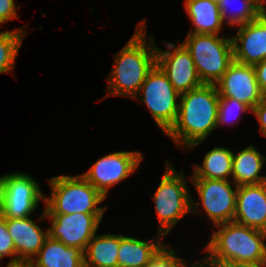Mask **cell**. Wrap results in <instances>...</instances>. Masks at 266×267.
<instances>
[{"label": "cell", "mask_w": 266, "mask_h": 267, "mask_svg": "<svg viewBox=\"0 0 266 267\" xmlns=\"http://www.w3.org/2000/svg\"><path fill=\"white\" fill-rule=\"evenodd\" d=\"M219 94L216 85L202 84L180 94L175 123L165 133L174 144L193 150L216 129Z\"/></svg>", "instance_id": "6da1fadb"}, {"label": "cell", "mask_w": 266, "mask_h": 267, "mask_svg": "<svg viewBox=\"0 0 266 267\" xmlns=\"http://www.w3.org/2000/svg\"><path fill=\"white\" fill-rule=\"evenodd\" d=\"M145 21L146 19L140 21L133 36L114 55L112 71L107 77L109 84L105 97L133 98L138 93L148 73L156 65L155 38L153 35L147 36Z\"/></svg>", "instance_id": "7a4b0ae2"}, {"label": "cell", "mask_w": 266, "mask_h": 267, "mask_svg": "<svg viewBox=\"0 0 266 267\" xmlns=\"http://www.w3.org/2000/svg\"><path fill=\"white\" fill-rule=\"evenodd\" d=\"M215 227L204 248L208 261L266 262V232L234 221Z\"/></svg>", "instance_id": "3957f363"}, {"label": "cell", "mask_w": 266, "mask_h": 267, "mask_svg": "<svg viewBox=\"0 0 266 267\" xmlns=\"http://www.w3.org/2000/svg\"><path fill=\"white\" fill-rule=\"evenodd\" d=\"M165 167L164 175L152 197L159 222L157 232L164 237L184 216L200 214L196 208L200 205L190 195L183 170L176 171L171 161L167 160Z\"/></svg>", "instance_id": "277c9868"}, {"label": "cell", "mask_w": 266, "mask_h": 267, "mask_svg": "<svg viewBox=\"0 0 266 267\" xmlns=\"http://www.w3.org/2000/svg\"><path fill=\"white\" fill-rule=\"evenodd\" d=\"M51 193L45 196V214L105 213L99 207L105 197L81 174L58 175L48 180Z\"/></svg>", "instance_id": "5b68a950"}, {"label": "cell", "mask_w": 266, "mask_h": 267, "mask_svg": "<svg viewBox=\"0 0 266 267\" xmlns=\"http://www.w3.org/2000/svg\"><path fill=\"white\" fill-rule=\"evenodd\" d=\"M190 52L203 84L215 85L234 61L232 39L215 34L188 33L181 42Z\"/></svg>", "instance_id": "8992f818"}, {"label": "cell", "mask_w": 266, "mask_h": 267, "mask_svg": "<svg viewBox=\"0 0 266 267\" xmlns=\"http://www.w3.org/2000/svg\"><path fill=\"white\" fill-rule=\"evenodd\" d=\"M149 109L156 125L165 134L175 123L180 94L174 89L166 74L156 64L148 73L138 93L133 97Z\"/></svg>", "instance_id": "52a82bcc"}, {"label": "cell", "mask_w": 266, "mask_h": 267, "mask_svg": "<svg viewBox=\"0 0 266 267\" xmlns=\"http://www.w3.org/2000/svg\"><path fill=\"white\" fill-rule=\"evenodd\" d=\"M104 213L45 214L43 210L39 220L47 218L51 222L48 235L66 246L77 247L85 251L89 241L97 233Z\"/></svg>", "instance_id": "ba28073f"}, {"label": "cell", "mask_w": 266, "mask_h": 267, "mask_svg": "<svg viewBox=\"0 0 266 267\" xmlns=\"http://www.w3.org/2000/svg\"><path fill=\"white\" fill-rule=\"evenodd\" d=\"M142 160V152H113L98 159L81 175L107 198L109 189L138 170Z\"/></svg>", "instance_id": "9c48e42d"}, {"label": "cell", "mask_w": 266, "mask_h": 267, "mask_svg": "<svg viewBox=\"0 0 266 267\" xmlns=\"http://www.w3.org/2000/svg\"><path fill=\"white\" fill-rule=\"evenodd\" d=\"M206 216L214 225L232 222L235 214L237 185L232 180L190 179ZM235 188H233V187Z\"/></svg>", "instance_id": "30bf717a"}, {"label": "cell", "mask_w": 266, "mask_h": 267, "mask_svg": "<svg viewBox=\"0 0 266 267\" xmlns=\"http://www.w3.org/2000/svg\"><path fill=\"white\" fill-rule=\"evenodd\" d=\"M178 45L164 42L167 49L161 50L156 45V64L166 74L168 80L179 93L188 92L201 86V82L195 68L190 52L177 40Z\"/></svg>", "instance_id": "8fae6325"}, {"label": "cell", "mask_w": 266, "mask_h": 267, "mask_svg": "<svg viewBox=\"0 0 266 267\" xmlns=\"http://www.w3.org/2000/svg\"><path fill=\"white\" fill-rule=\"evenodd\" d=\"M41 200L45 202V195L32 176L17 171L8 173L5 204L0 214L4 218L30 217Z\"/></svg>", "instance_id": "7c38bea8"}, {"label": "cell", "mask_w": 266, "mask_h": 267, "mask_svg": "<svg viewBox=\"0 0 266 267\" xmlns=\"http://www.w3.org/2000/svg\"><path fill=\"white\" fill-rule=\"evenodd\" d=\"M215 85L220 96L236 99L251 109L265 98L259 88L254 66L235 60Z\"/></svg>", "instance_id": "4fadbf2b"}, {"label": "cell", "mask_w": 266, "mask_h": 267, "mask_svg": "<svg viewBox=\"0 0 266 267\" xmlns=\"http://www.w3.org/2000/svg\"><path fill=\"white\" fill-rule=\"evenodd\" d=\"M237 28L236 35L231 36L234 60L254 66L266 59V16L260 14Z\"/></svg>", "instance_id": "5bb4252c"}, {"label": "cell", "mask_w": 266, "mask_h": 267, "mask_svg": "<svg viewBox=\"0 0 266 267\" xmlns=\"http://www.w3.org/2000/svg\"><path fill=\"white\" fill-rule=\"evenodd\" d=\"M233 221L266 232V182L237 187Z\"/></svg>", "instance_id": "9a60e30c"}, {"label": "cell", "mask_w": 266, "mask_h": 267, "mask_svg": "<svg viewBox=\"0 0 266 267\" xmlns=\"http://www.w3.org/2000/svg\"><path fill=\"white\" fill-rule=\"evenodd\" d=\"M7 230L11 235L17 254V264L30 263L49 237L46 231L30 217L6 218Z\"/></svg>", "instance_id": "2e32d148"}, {"label": "cell", "mask_w": 266, "mask_h": 267, "mask_svg": "<svg viewBox=\"0 0 266 267\" xmlns=\"http://www.w3.org/2000/svg\"><path fill=\"white\" fill-rule=\"evenodd\" d=\"M29 264L32 267H84V251L48 237Z\"/></svg>", "instance_id": "e0dca14e"}, {"label": "cell", "mask_w": 266, "mask_h": 267, "mask_svg": "<svg viewBox=\"0 0 266 267\" xmlns=\"http://www.w3.org/2000/svg\"><path fill=\"white\" fill-rule=\"evenodd\" d=\"M184 9L194 29L188 33L222 35L225 25L219 5L213 0H184Z\"/></svg>", "instance_id": "ac0fdd59"}, {"label": "cell", "mask_w": 266, "mask_h": 267, "mask_svg": "<svg viewBox=\"0 0 266 267\" xmlns=\"http://www.w3.org/2000/svg\"><path fill=\"white\" fill-rule=\"evenodd\" d=\"M163 237L162 234L157 232L149 242V239L146 241L120 234V246L117 257L119 267H145L152 256L164 244L161 242Z\"/></svg>", "instance_id": "d6986e66"}, {"label": "cell", "mask_w": 266, "mask_h": 267, "mask_svg": "<svg viewBox=\"0 0 266 267\" xmlns=\"http://www.w3.org/2000/svg\"><path fill=\"white\" fill-rule=\"evenodd\" d=\"M264 162L266 157L252 145L237 154L233 152L231 182L237 186L266 182V175L260 174Z\"/></svg>", "instance_id": "ffe728a7"}, {"label": "cell", "mask_w": 266, "mask_h": 267, "mask_svg": "<svg viewBox=\"0 0 266 267\" xmlns=\"http://www.w3.org/2000/svg\"><path fill=\"white\" fill-rule=\"evenodd\" d=\"M120 234L94 235L84 251V267H119Z\"/></svg>", "instance_id": "44dd1931"}, {"label": "cell", "mask_w": 266, "mask_h": 267, "mask_svg": "<svg viewBox=\"0 0 266 267\" xmlns=\"http://www.w3.org/2000/svg\"><path fill=\"white\" fill-rule=\"evenodd\" d=\"M232 159V150L222 146H215L206 153L201 166L196 165L193 167L194 171L190 179L230 180L232 176Z\"/></svg>", "instance_id": "7402d4cb"}, {"label": "cell", "mask_w": 266, "mask_h": 267, "mask_svg": "<svg viewBox=\"0 0 266 267\" xmlns=\"http://www.w3.org/2000/svg\"><path fill=\"white\" fill-rule=\"evenodd\" d=\"M0 32V74L11 73L15 69V61L22 41L27 32L22 29Z\"/></svg>", "instance_id": "603a6c76"}, {"label": "cell", "mask_w": 266, "mask_h": 267, "mask_svg": "<svg viewBox=\"0 0 266 267\" xmlns=\"http://www.w3.org/2000/svg\"><path fill=\"white\" fill-rule=\"evenodd\" d=\"M233 1L239 4V8L229 11ZM218 5L223 22L225 23L226 20L227 26L230 27H237L254 21L261 14L260 9L250 0H221Z\"/></svg>", "instance_id": "cb8c5ba5"}, {"label": "cell", "mask_w": 266, "mask_h": 267, "mask_svg": "<svg viewBox=\"0 0 266 267\" xmlns=\"http://www.w3.org/2000/svg\"><path fill=\"white\" fill-rule=\"evenodd\" d=\"M252 112V109L243 102L229 97H222L219 95L218 104V116L216 128L228 123H234L233 120L240 119V113H246L247 111ZM239 112V113H237ZM234 118L233 120H231ZM236 118V119H235Z\"/></svg>", "instance_id": "d4e9b609"}, {"label": "cell", "mask_w": 266, "mask_h": 267, "mask_svg": "<svg viewBox=\"0 0 266 267\" xmlns=\"http://www.w3.org/2000/svg\"><path fill=\"white\" fill-rule=\"evenodd\" d=\"M184 261L170 248V244L164 243L145 267H179Z\"/></svg>", "instance_id": "484cf974"}, {"label": "cell", "mask_w": 266, "mask_h": 267, "mask_svg": "<svg viewBox=\"0 0 266 267\" xmlns=\"http://www.w3.org/2000/svg\"><path fill=\"white\" fill-rule=\"evenodd\" d=\"M6 256L12 257L8 265L17 264V254L13 239L7 230L6 218L0 214V261Z\"/></svg>", "instance_id": "4316f807"}, {"label": "cell", "mask_w": 266, "mask_h": 267, "mask_svg": "<svg viewBox=\"0 0 266 267\" xmlns=\"http://www.w3.org/2000/svg\"><path fill=\"white\" fill-rule=\"evenodd\" d=\"M15 0H0V29L3 23H6L12 19H18L17 8Z\"/></svg>", "instance_id": "83f0119b"}, {"label": "cell", "mask_w": 266, "mask_h": 267, "mask_svg": "<svg viewBox=\"0 0 266 267\" xmlns=\"http://www.w3.org/2000/svg\"><path fill=\"white\" fill-rule=\"evenodd\" d=\"M212 267H266V262H247L237 260L208 261Z\"/></svg>", "instance_id": "f1b7e54d"}, {"label": "cell", "mask_w": 266, "mask_h": 267, "mask_svg": "<svg viewBox=\"0 0 266 267\" xmlns=\"http://www.w3.org/2000/svg\"><path fill=\"white\" fill-rule=\"evenodd\" d=\"M252 113L260 124V133L266 137V97L252 109Z\"/></svg>", "instance_id": "f546056e"}, {"label": "cell", "mask_w": 266, "mask_h": 267, "mask_svg": "<svg viewBox=\"0 0 266 267\" xmlns=\"http://www.w3.org/2000/svg\"><path fill=\"white\" fill-rule=\"evenodd\" d=\"M254 68L259 88L266 97V59H264L260 63L255 64Z\"/></svg>", "instance_id": "4dcf8cb0"}, {"label": "cell", "mask_w": 266, "mask_h": 267, "mask_svg": "<svg viewBox=\"0 0 266 267\" xmlns=\"http://www.w3.org/2000/svg\"><path fill=\"white\" fill-rule=\"evenodd\" d=\"M7 175L4 174L0 177V212L5 204V196L7 191Z\"/></svg>", "instance_id": "1f68e13d"}, {"label": "cell", "mask_w": 266, "mask_h": 267, "mask_svg": "<svg viewBox=\"0 0 266 267\" xmlns=\"http://www.w3.org/2000/svg\"><path fill=\"white\" fill-rule=\"evenodd\" d=\"M203 261L199 260L195 263H191V265H189L190 267H212L211 264L208 262V260L204 257H202ZM205 264V265H204ZM187 264H186V260L179 266V267H189Z\"/></svg>", "instance_id": "d6a6232c"}, {"label": "cell", "mask_w": 266, "mask_h": 267, "mask_svg": "<svg viewBox=\"0 0 266 267\" xmlns=\"http://www.w3.org/2000/svg\"><path fill=\"white\" fill-rule=\"evenodd\" d=\"M4 267H32L29 263H20L15 265H6Z\"/></svg>", "instance_id": "836d02e7"}, {"label": "cell", "mask_w": 266, "mask_h": 267, "mask_svg": "<svg viewBox=\"0 0 266 267\" xmlns=\"http://www.w3.org/2000/svg\"><path fill=\"white\" fill-rule=\"evenodd\" d=\"M252 3H254L259 9L263 6V0H250Z\"/></svg>", "instance_id": "e575fe53"}, {"label": "cell", "mask_w": 266, "mask_h": 267, "mask_svg": "<svg viewBox=\"0 0 266 267\" xmlns=\"http://www.w3.org/2000/svg\"><path fill=\"white\" fill-rule=\"evenodd\" d=\"M260 13L266 16V0H263V6L260 9Z\"/></svg>", "instance_id": "d590c367"}, {"label": "cell", "mask_w": 266, "mask_h": 267, "mask_svg": "<svg viewBox=\"0 0 266 267\" xmlns=\"http://www.w3.org/2000/svg\"><path fill=\"white\" fill-rule=\"evenodd\" d=\"M213 1L219 3L221 0H213Z\"/></svg>", "instance_id": "8d00e7d4"}]
</instances>
